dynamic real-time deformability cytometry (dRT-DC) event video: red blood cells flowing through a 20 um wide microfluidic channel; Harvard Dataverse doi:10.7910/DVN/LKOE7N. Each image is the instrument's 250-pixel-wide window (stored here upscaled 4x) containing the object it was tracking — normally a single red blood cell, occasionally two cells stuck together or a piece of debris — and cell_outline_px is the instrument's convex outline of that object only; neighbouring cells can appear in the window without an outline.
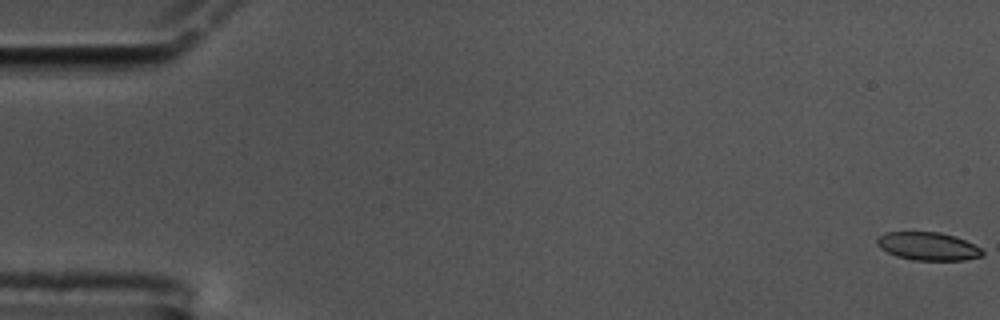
{"species": "common noctule bat (a hibernating species)", "species_latin": "Nyctalus noctula", "temperature_condition": "cold", "stored_images_in_passage": 3, "camera_frame_rate_fps": 3000, "um_per_image_px": 0.085, "animal": {"sex": "male", "body_mass_g": 17.5, "forearm_length_mm": 52.3}, "frame": {"image": 1, "passage_image": 1, "time_ms": 0.0, "image_size_px": [1000, 320], "cell_outline_px": [[984, 256], [964, 260], [912, 260], [896, 256], [880, 248], [876, 244], [876, 240], [884, 232], [940, 232], [964, 240], [980, 248], [984, 252]], "centroid_in_image_um": [78.86, 20.94], "position_along_channel_um": 6.1, "area_um2": 17.17}}